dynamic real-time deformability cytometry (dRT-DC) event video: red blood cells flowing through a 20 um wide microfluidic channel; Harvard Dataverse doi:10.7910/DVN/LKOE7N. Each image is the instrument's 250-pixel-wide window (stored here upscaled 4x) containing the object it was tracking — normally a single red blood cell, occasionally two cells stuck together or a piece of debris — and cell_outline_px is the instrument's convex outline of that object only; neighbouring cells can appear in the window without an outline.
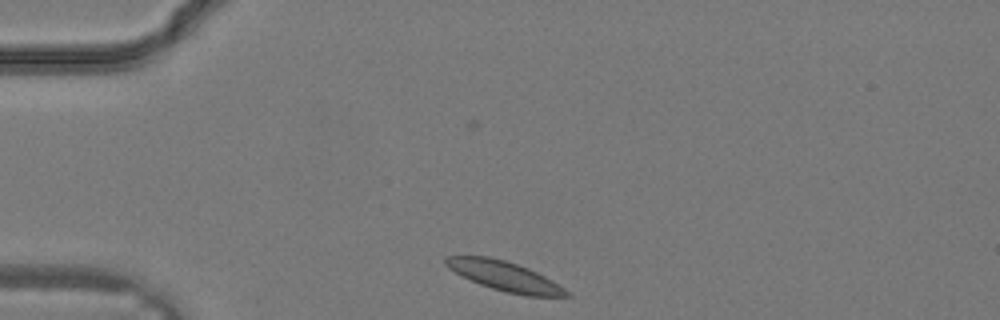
{"species": "common noctule bat (a hibernating species)", "species_latin": "Nyctalus noctula", "temperature_condition": "warm", "stored_images_in_passage": 26, "camera_frame_rate_fps": 3000, "um_per_image_px": 0.085, "animal": {"sex": "male", "body_mass_g": 19.2, "forearm_length_mm": 51.8}, "frame": {"image": 1, "passage_image": 1, "time_ms": 0.0, "image_size_px": [1000, 320], "cell_outline_px": [[572, 296], [524, 296], [492, 288], [480, 284], [448, 268], [444, 264], [444, 256], [488, 256], [504, 260], [528, 268], [552, 280], [564, 288]], "centroid_in_image_um": [42.88, 23.46], "position_along_channel_um": 42.1, "area_um2": 20.46}}
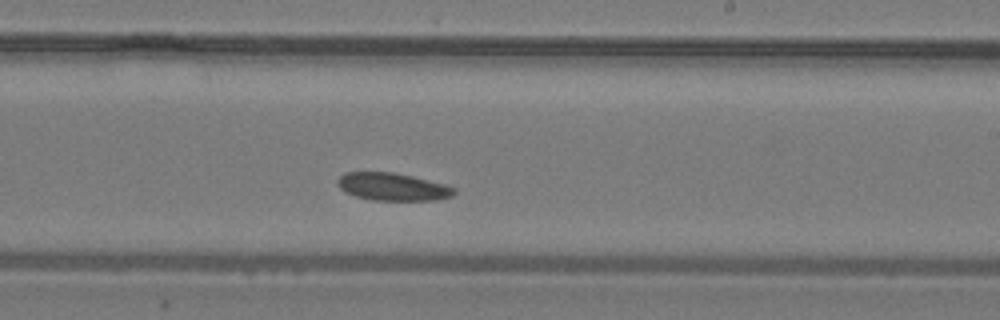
{"frame": {"image": 2, "passage_image": 13, "time_ms": 4.0, "image_size_px": [1000, 320], "cell_outline_px": [[456, 192], [452, 196], [436, 200], [372, 200], [356, 196], [340, 188], [336, 184], [336, 180], [344, 172], [392, 172], [412, 176], [448, 184], [456, 188]], "centroid_in_image_um": [33.41, 15.87], "position_along_channel_um": 255.6, "area_um2": 18.9}}
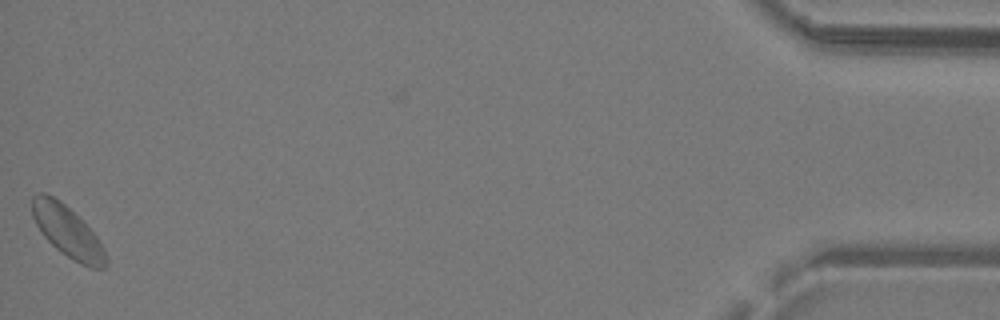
{"frame": {"image": 3, "passage_image": 26, "time_ms": 8.333, "image_size_px": [1000, 320], "cell_outline_px": [[108, 264], [104, 268], [92, 268], [80, 264], [60, 252], [44, 236], [36, 224], [32, 216], [32, 196], [40, 192], [44, 192], [60, 200], [84, 220], [96, 236], [104, 248], [108, 260]], "centroid_in_image_um": [5.76, 19.67], "position_along_channel_um": 429.4, "area_um2": 22.2}}